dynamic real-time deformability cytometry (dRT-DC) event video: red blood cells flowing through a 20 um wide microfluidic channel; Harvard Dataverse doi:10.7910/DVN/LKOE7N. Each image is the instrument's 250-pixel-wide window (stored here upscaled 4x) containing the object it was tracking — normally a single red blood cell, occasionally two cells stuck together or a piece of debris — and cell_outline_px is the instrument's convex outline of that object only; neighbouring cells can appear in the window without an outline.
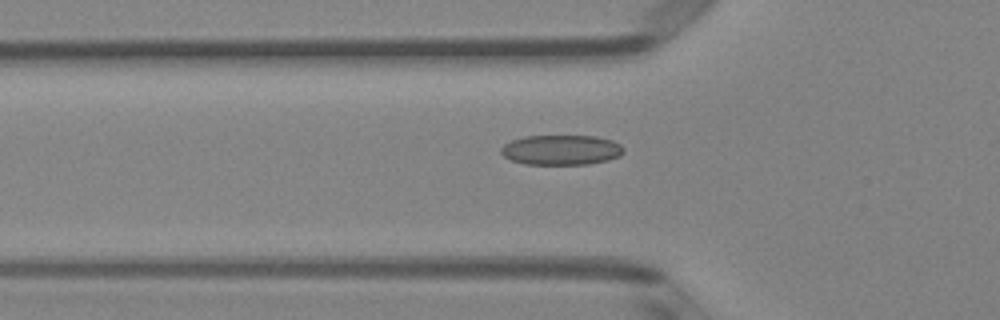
{"species": "Egyptian fruit bat (a non-hibernating species)", "species_latin": "Rousettus aegyptiacus", "temperature_condition": "room temperature", "stored_images_in_passage": 34, "camera_frame_rate_fps": 3000, "um_per_image_px": 0.085, "animal": {"sex": "female"}, "frame": {"image": 1, "passage_image": 3, "time_ms": 0.667, "image_size_px": [1000, 320], "cell_outline_px": [[624, 152], [620, 156], [608, 160], [588, 164], [524, 164], [512, 160], [504, 156], [500, 152], [500, 148], [504, 144], [512, 140], [524, 136], [596, 136], [612, 140], [620, 144], [624, 148]], "centroid_in_image_um": [47.71, 12.74], "position_along_channel_um": 78.1, "area_um2": 21.5}}
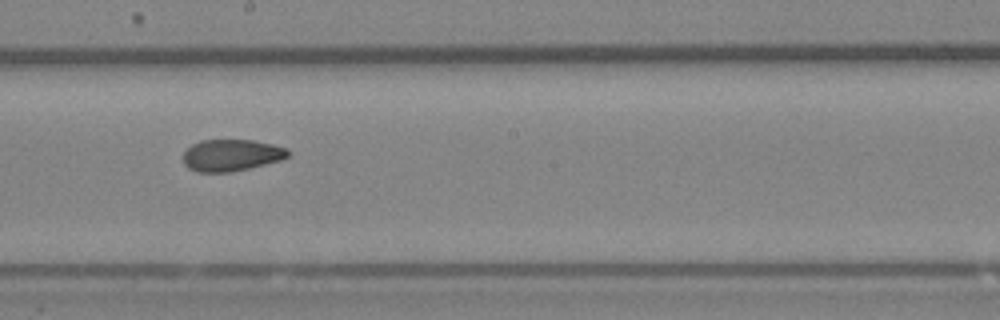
{"frame": {"image": 2, "passage_image": 14, "time_ms": 4.333, "image_size_px": [1000, 320], "cell_outline_px": [[292, 152], [288, 156], [280, 160], [248, 168], [228, 172], [196, 172], [188, 168], [184, 164], [184, 152], [192, 144], [200, 140], [252, 140], [272, 144], [288, 148]], "centroid_in_image_um": [19.67, 13.18], "position_along_channel_um": 228.5, "area_um2": 19.36}}
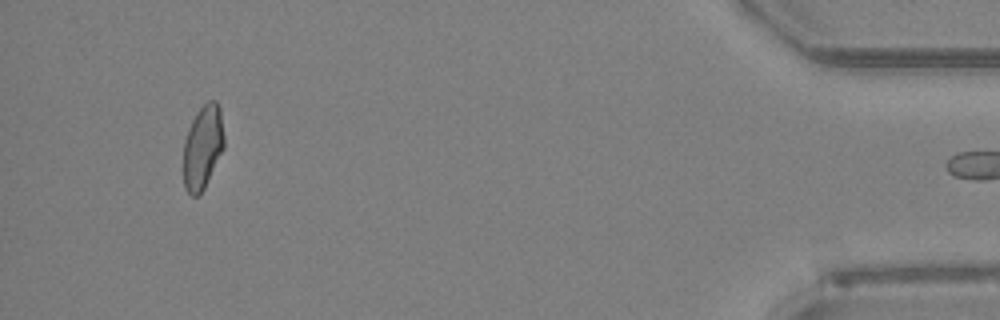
{"frame": {"image": 3, "passage_image": 33, "time_ms": 10.667, "image_size_px": [1000, 320], "cell_outline_px": [[224, 148], [204, 188], [196, 196], [192, 196], [184, 188], [184, 140], [188, 128], [196, 112], [208, 100], [216, 100], [220, 108], [224, 136]], "centroid_in_image_um": [17.23, 12.47], "position_along_channel_um": 418.0, "area_um2": 19.83}, "authors_computed_cell_mechanics": {"area_um2": 20.0277, "velocity_mm_per_s": 4.1066, "shape_relaxation_time_tau1_ms": null, "shape_relaxation_time_tau2_ms": 2.0367, "deformation_change_tau1": null, "deformation_change_tau2": 0.076}}